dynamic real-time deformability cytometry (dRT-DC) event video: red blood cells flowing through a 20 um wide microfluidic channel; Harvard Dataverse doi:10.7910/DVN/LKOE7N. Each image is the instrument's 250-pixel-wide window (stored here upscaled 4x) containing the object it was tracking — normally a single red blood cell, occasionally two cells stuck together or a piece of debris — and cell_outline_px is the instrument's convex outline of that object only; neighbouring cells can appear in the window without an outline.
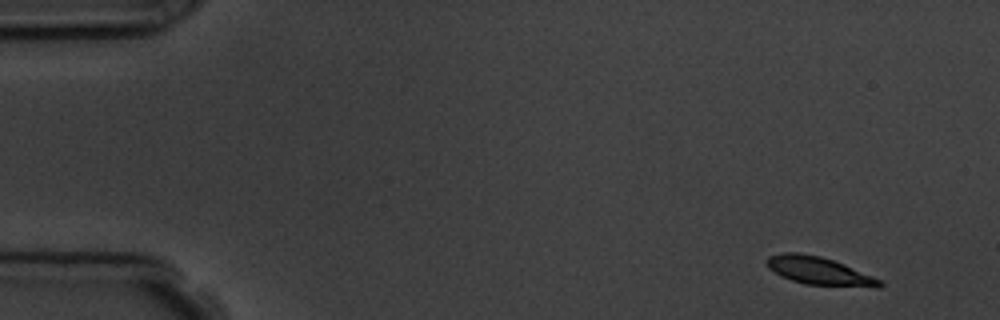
{"species": "common noctule bat (a hibernating species)", "species_latin": "Nyctalus noctula", "temperature_condition": "room temperature", "stored_images_in_passage": 16, "camera_frame_rate_fps": 3000, "um_per_image_px": 0.085, "animal": {"sex": "male", "body_mass_g": 19.5, "forearm_length_mm": 54.6}, "frame": {"image": 1, "passage_image": 1, "time_ms": 0.0, "image_size_px": [1000, 320], "cell_outline_px": [[884, 284], [880, 288], [876, 288], [804, 284], [780, 276], [768, 268], [764, 260], [768, 256], [784, 252], [800, 252], [820, 256], [844, 264], [872, 276], [880, 280]], "centroid_in_image_um": [69.6, 23.03], "position_along_channel_um": 15.4, "area_um2": 18.55}}
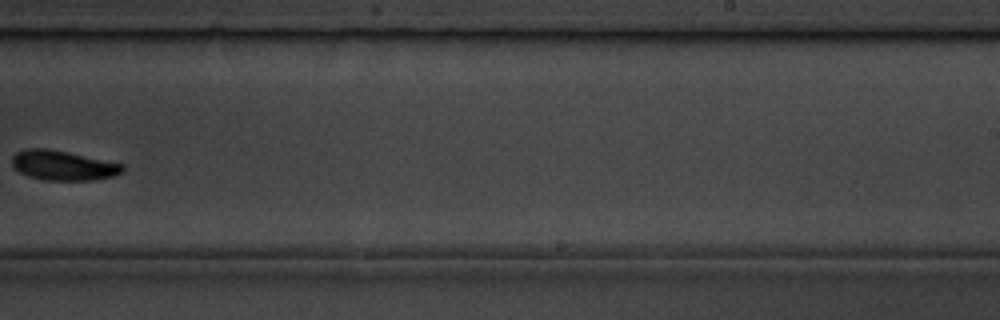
{"frame": {"image": 2, "passage_image": 10, "time_ms": 10.333, "image_size_px": [1000, 320], "cell_outline_px": [[124, 172], [116, 176], [92, 180], [44, 180], [28, 176], [20, 172], [12, 164], [12, 156], [16, 152], [24, 148], [44, 148], [68, 152], [124, 164]], "centroid_in_image_um": [5.38, 14.06], "position_along_channel_um": 283.6, "area_um2": 19.25}}
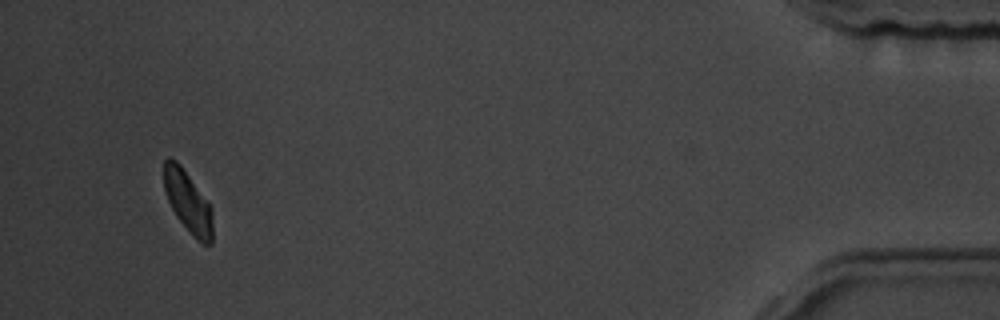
{"frame": {"image": 3, "passage_image": 15, "time_ms": 16.0, "image_size_px": [1000, 320], "cell_outline_px": [[212, 244], [204, 244], [196, 240], [176, 216], [168, 200], [164, 188], [164, 160], [168, 156], [176, 160], [180, 164], [212, 208]], "centroid_in_image_um": [15.97, 17.16], "position_along_channel_um": 419.2, "area_um2": 17.28}, "authors_computed_cell_mechanics": {"area_um2": 19.1029, "velocity_mm_per_s": 3.7184, "shape_relaxation_time_tau1_ms": 2.4959, "shape_relaxation_time_tau2_ms": null, "deformation_change_tau1": 0.1146, "deformation_change_tau2": null}}